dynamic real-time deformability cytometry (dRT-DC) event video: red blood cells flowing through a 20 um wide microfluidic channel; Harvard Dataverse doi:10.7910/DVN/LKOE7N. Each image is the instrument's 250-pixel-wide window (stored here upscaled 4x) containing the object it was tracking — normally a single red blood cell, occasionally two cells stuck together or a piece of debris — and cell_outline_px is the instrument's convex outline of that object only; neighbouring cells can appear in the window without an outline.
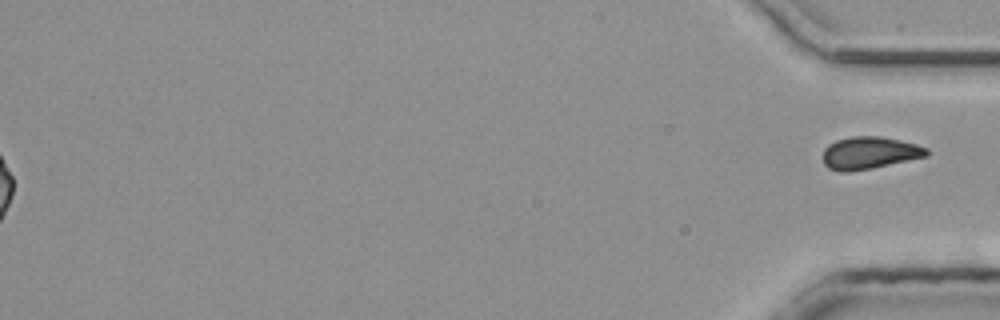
{"species": "common noctule bat (a hibernating species)", "species_latin": "Nyctalus noctula", "temperature_condition": "room temperature", "stored_images_in_passage": 35, "segment_of_instrument_passage": [2, 2], "camera_frame_rate_fps": 3000, "um_per_image_px": 0.085, "animal": {"sex": "male", "body_mass_g": 20.4}, "frame": {"image": 1, "passage_image": 35, "time_ms": 11.333, "image_size_px": [1000, 320], "cell_outline_px": [[928, 156], [872, 168], [848, 172], [840, 172], [828, 168], [824, 164], [824, 148], [828, 144], [836, 140], [852, 136], [880, 136], [900, 140], [916, 144], [928, 148]], "centroid_in_image_um": [73.9, 12.99], "position_along_channel_um": 361.3, "area_um2": 19.59}}